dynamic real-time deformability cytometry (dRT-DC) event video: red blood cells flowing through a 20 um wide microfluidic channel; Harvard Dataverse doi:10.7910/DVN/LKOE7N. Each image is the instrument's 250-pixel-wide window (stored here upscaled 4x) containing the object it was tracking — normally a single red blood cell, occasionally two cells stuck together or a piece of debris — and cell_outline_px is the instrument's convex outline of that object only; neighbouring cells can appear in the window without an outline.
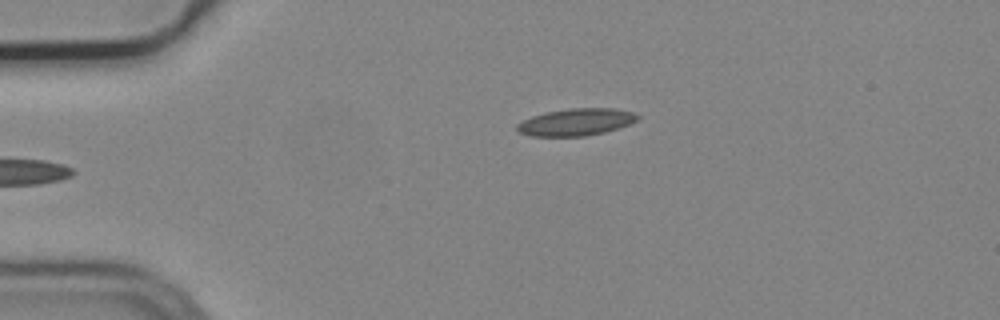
{"species": "common noctule bat (a hibernating species)", "species_latin": "Nyctalus noctula", "temperature_condition": "cold", "stored_images_in_passage": 4, "camera_frame_rate_fps": 3000, "um_per_image_px": 0.085, "animal": {"sex": "male", "body_mass_g": 19.2, "forearm_length_mm": 51.8}, "frame": {"image": 1, "passage_image": 4, "time_ms": 1.0, "image_size_px": [1000, 320], "cell_outline_px": [[640, 116], [636, 120], [620, 128], [604, 132], [584, 136], [532, 136], [520, 132], [516, 128], [516, 124], [532, 116], [544, 112], [568, 108], [616, 108], [632, 112]], "centroid_in_image_um": [48.96, 10.37], "position_along_channel_um": 36.0, "area_um2": 19.02}}